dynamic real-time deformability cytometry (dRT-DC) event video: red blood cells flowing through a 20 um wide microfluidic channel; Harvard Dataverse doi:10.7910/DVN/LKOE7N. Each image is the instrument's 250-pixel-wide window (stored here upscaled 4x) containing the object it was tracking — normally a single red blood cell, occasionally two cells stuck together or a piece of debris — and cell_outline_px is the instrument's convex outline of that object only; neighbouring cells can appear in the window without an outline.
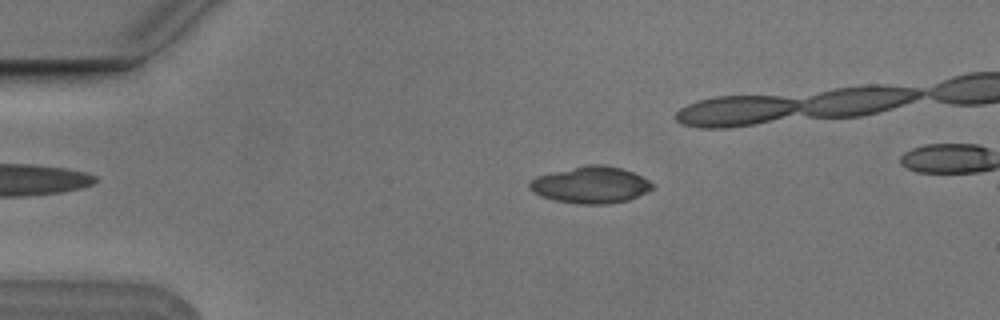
{"species": "Egyptian fruit bat (a non-hibernating species)", "species_latin": "Rousettus aegyptiacus", "temperature_condition": "cold", "stored_images_in_passage": 4, "camera_frame_rate_fps": 3000, "um_per_image_px": 0.085, "animal": {"sex": "male"}, "frame": {"image": 1, "passage_image": 3, "time_ms": 0.667, "image_size_px": [1000, 320], "cell_outline_px": [[652, 188], [648, 192], [628, 200], [608, 204], [576, 204], [556, 200], [544, 196], [536, 192], [528, 184], [536, 176], [552, 172], [588, 164], [604, 164], [620, 168], [632, 172], [648, 180], [652, 184]], "centroid_in_image_um": [50.25, 15.71], "position_along_channel_um": 34.8, "area_um2": 25.89}}